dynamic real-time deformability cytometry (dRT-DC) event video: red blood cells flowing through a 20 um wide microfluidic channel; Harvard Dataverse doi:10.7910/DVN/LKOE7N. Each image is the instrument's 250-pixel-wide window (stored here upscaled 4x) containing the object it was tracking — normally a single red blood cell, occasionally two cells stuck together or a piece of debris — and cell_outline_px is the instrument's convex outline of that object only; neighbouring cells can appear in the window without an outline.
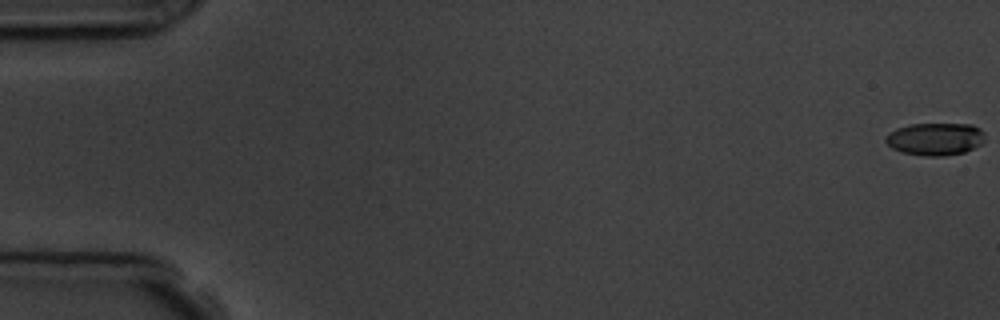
{"species": "common noctule bat (a hibernating species)", "species_latin": "Nyctalus noctula", "temperature_condition": "room temperature", "stored_images_in_passage": 6, "camera_frame_rate_fps": 3000, "um_per_image_px": 0.085, "animal": {"sex": "male", "body_mass_g": 19.5, "forearm_length_mm": 54.6}, "frame": {"image": 1, "passage_image": 1, "time_ms": 0.0, "image_size_px": [1000, 320], "cell_outline_px": [[984, 140], [980, 144], [964, 152], [944, 156], [924, 156], [900, 152], [892, 148], [884, 140], [888, 132], [896, 128], [908, 124], [972, 124], [980, 128], [984, 132]], "centroid_in_image_um": [79.46, 11.81], "position_along_channel_um": 5.5, "area_um2": 18.96}}
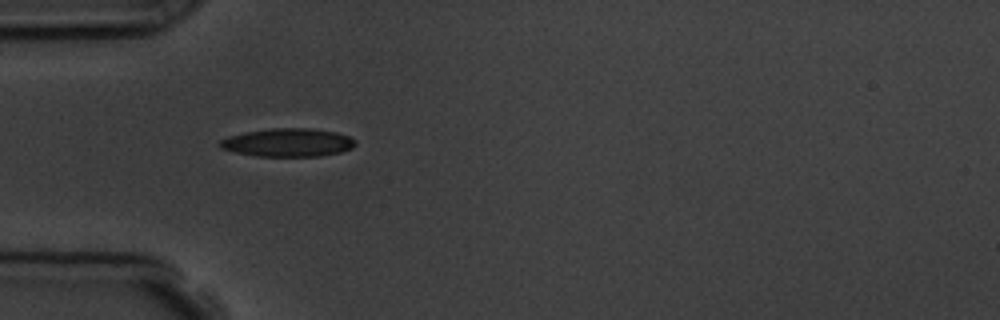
{"frame": {"image": 2, "passage_image": 5, "time_ms": 5.667, "image_size_px": [1000, 320], "cell_outline_px": [[356, 144], [352, 148], [340, 152], [320, 156], [256, 156], [236, 152], [220, 148], [216, 144], [220, 140], [228, 136], [244, 132], [272, 128], [308, 128], [336, 132], [348, 136], [356, 140]], "centroid_in_image_um": [24.45, 12.11], "position_along_channel_um": 60.6, "area_um2": 22.37}}